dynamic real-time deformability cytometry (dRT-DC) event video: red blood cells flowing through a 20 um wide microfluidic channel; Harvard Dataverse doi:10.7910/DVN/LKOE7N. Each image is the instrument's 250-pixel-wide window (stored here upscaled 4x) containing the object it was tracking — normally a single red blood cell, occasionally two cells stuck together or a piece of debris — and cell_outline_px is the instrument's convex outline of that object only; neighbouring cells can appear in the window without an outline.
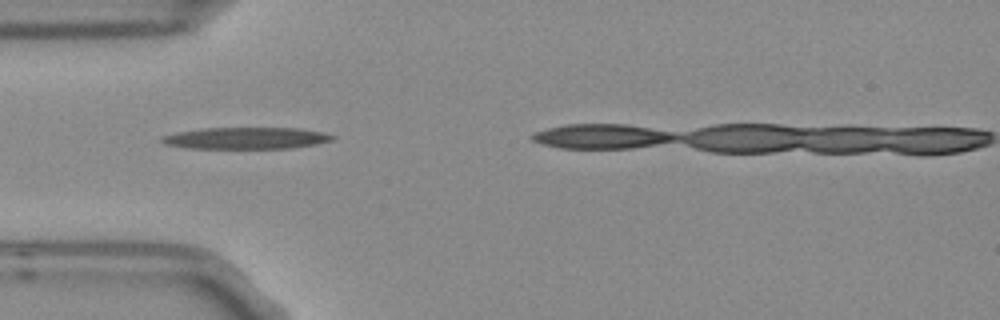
{"species": "Egyptian fruit bat (a non-hibernating species)", "species_latin": "Rousettus aegyptiacus", "temperature_condition": "room temperature", "stored_images_in_passage": 10, "camera_frame_rate_fps": 3000, "um_per_image_px": 0.085, "frame": {"image": 1, "passage_image": 1, "time_ms": 0.0, "image_size_px": [1000, 320], "cell_outline_px": [[336, 136], [332, 140], [316, 144], [292, 148], [188, 148], [164, 144], [160, 140], [160, 136], [176, 132], [200, 128], [300, 128], [320, 132]], "centroid_in_image_um": [20.87, 11.74], "position_along_channel_um": 64.1, "area_um2": 21.56}}
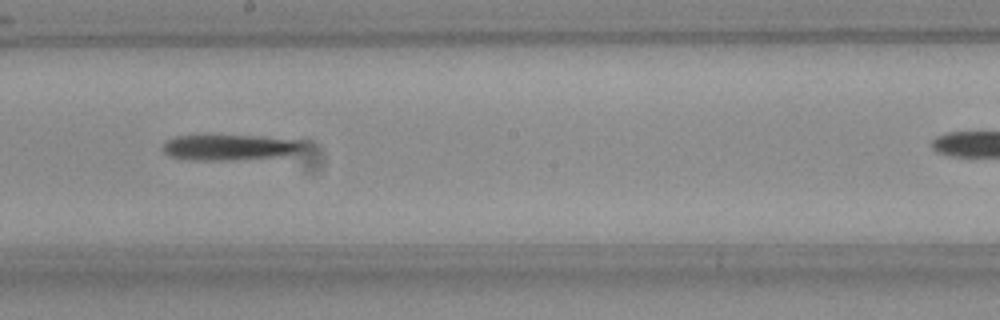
{"frame": {"image": 2, "passage_image": 5, "time_ms": 1.333, "image_size_px": [1000, 320], "cell_outline_px": [[304, 144], [300, 148], [292, 152], [280, 156], [228, 160], [196, 160], [168, 156], [164, 152], [164, 144], [168, 140], [176, 136], [260, 136], [304, 140]], "centroid_in_image_um": [19.5, 12.52], "position_along_channel_um": 228.7, "area_um2": 20.52}}